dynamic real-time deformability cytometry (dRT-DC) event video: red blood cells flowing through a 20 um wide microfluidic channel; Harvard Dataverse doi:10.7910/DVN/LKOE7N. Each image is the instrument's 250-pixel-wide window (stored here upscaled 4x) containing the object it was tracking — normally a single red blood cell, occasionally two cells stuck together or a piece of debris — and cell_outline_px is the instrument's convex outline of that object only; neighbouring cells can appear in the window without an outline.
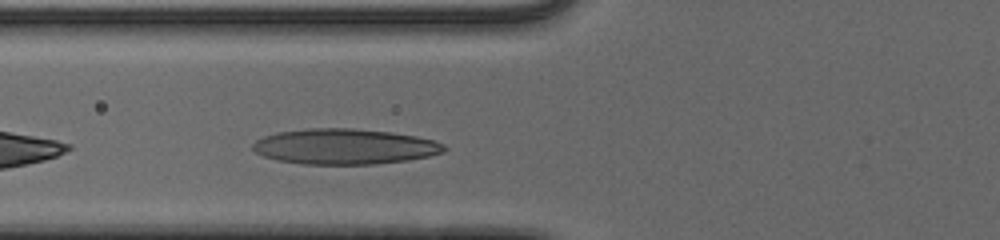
{"species": "human", "species_latin": "Homo sapiens", "temperature_condition": "cold", "stored_images_in_passage": 29, "camera_frame_rate_fps": 3000, "um_per_image_px": 0.085, "donor": {"sex": "male"}, "frame": {"image": 1, "passage_image": 4, "time_ms": 1.0, "image_size_px": [1000, 240], "cell_outline_px": [[448, 148], [444, 152], [428, 156], [408, 160], [376, 164], [304, 164], [276, 160], [264, 156], [256, 152], [252, 148], [252, 144], [256, 140], [264, 136], [276, 132], [308, 128], [352, 128], [392, 132], [416, 136], [432, 140], [444, 144]], "centroid_in_image_um": [29.29, 12.45], "position_along_channel_um": 96.5, "area_um2": 39.71}}
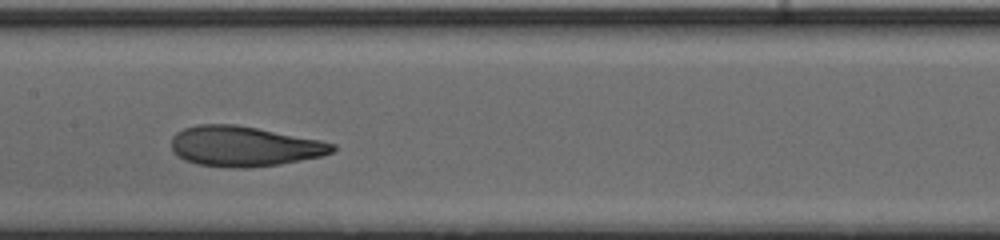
{"frame": {"image": 2, "passage_image": 11, "time_ms": 3.333, "image_size_px": [1000, 240], "cell_outline_px": [[336, 148], [332, 152], [324, 156], [280, 164], [240, 168], [228, 168], [196, 164], [184, 160], [172, 152], [172, 136], [176, 132], [184, 128], [196, 124], [236, 124], [320, 140], [336, 144]], "centroid_in_image_um": [20.73, 12.44], "position_along_channel_um": 186.7, "area_um2": 37.92}}
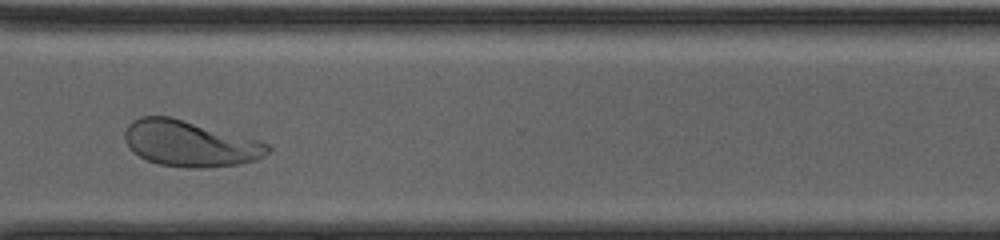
{"frame": {"image": 3, "passage_image": 24, "time_ms": 7.667, "image_size_px": [1000, 240], "cell_outline_px": [[272, 148], [264, 156], [256, 160], [240, 164], [200, 168], [188, 168], [160, 164], [148, 160], [140, 156], [124, 140], [124, 132], [128, 124], [132, 120], [140, 116], [168, 116], [260, 140], [268, 144]], "centroid_in_image_um": [16.16, 12.2], "position_along_channel_um": 354.4, "area_um2": 38.03}, "authors_computed_cell_mechanics": {"area_um2": 37.859, "velocity_mm_per_s": 3.8587, "shape_relaxation_time_tau1_ms": 4.9273, "shape_relaxation_time_tau2_ms": 1.3345, "deformation_change_tau1": 0.2056, "deformation_change_tau2": 0.0742}}